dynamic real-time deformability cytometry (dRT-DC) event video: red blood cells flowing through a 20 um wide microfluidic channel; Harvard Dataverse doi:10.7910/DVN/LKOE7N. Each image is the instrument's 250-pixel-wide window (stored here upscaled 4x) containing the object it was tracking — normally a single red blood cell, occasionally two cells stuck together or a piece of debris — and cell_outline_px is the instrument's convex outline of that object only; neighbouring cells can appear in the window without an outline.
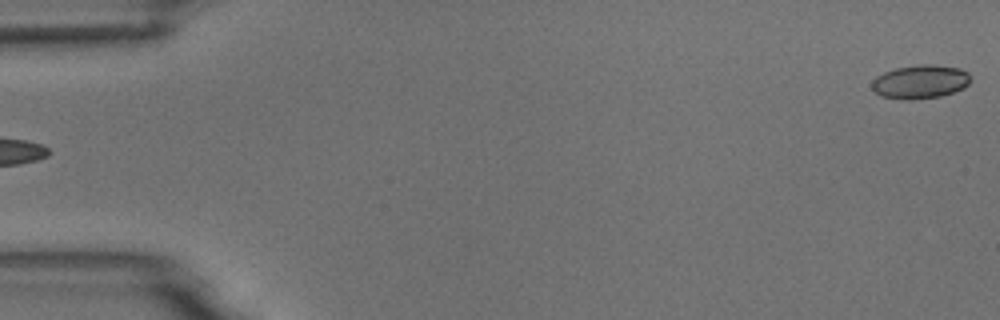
{"species": "common noctule bat (a hibernating species)", "species_latin": "Nyctalus noctula", "temperature_condition": "room temperature", "stored_images_in_passage": 5, "segment_of_instrument_passage": [2, 2], "camera_frame_rate_fps": 3000, "um_per_image_px": 0.085, "animal": {"sex": "male", "body_mass_g": 18.8}, "frame": {"image": 1, "passage_image": 5, "time_ms": 5.667, "image_size_px": [1000, 320], "cell_outline_px": [[972, 80], [964, 88], [940, 96], [912, 100], [900, 100], [880, 96], [872, 88], [872, 80], [876, 76], [884, 72], [896, 68], [924, 64], [932, 64], [960, 68], [968, 72]], "centroid_in_image_um": [78.22, 6.95], "position_along_channel_um": 6.8, "area_um2": 19.54}}